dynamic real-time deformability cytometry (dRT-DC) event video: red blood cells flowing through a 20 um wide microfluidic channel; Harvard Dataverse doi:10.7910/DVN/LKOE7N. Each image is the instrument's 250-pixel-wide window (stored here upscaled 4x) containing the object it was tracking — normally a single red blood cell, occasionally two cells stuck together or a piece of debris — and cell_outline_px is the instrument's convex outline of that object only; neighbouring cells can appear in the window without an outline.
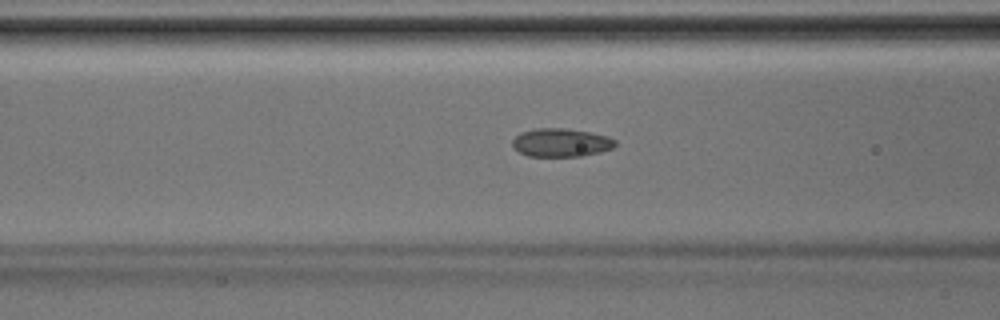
{"species": "Egyptian fruit bat (a non-hibernating species)", "species_latin": "Rousettus aegyptiacus", "temperature_condition": "room temperature", "stored_images_in_passage": 42, "camera_frame_rate_fps": 3000, "um_per_image_px": 0.085, "animal": {"sex": "male"}, "frame": {"image": 1, "passage_image": 16, "time_ms": 5.0, "image_size_px": [1000, 320], "cell_outline_px": [[616, 144], [612, 148], [600, 152], [580, 156], [528, 156], [512, 148], [512, 140], [520, 132], [536, 128], [564, 128], [588, 132], [608, 136], [616, 140]], "centroid_in_image_um": [47.66, 12.12], "position_along_channel_um": 118.9, "area_um2": 16.99}}
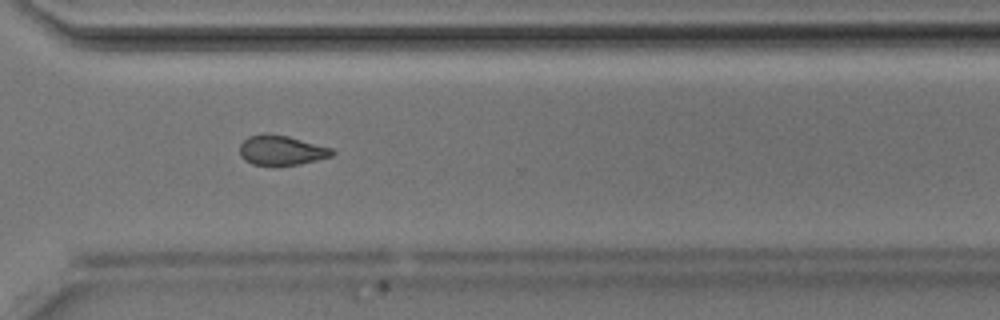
{"frame": {"image": 2, "passage_image": 30, "time_ms": 9.667, "image_size_px": [1000, 320], "cell_outline_px": [[336, 152], [332, 156], [300, 164], [252, 164], [244, 160], [240, 156], [240, 144], [248, 136], [264, 132], [268, 132], [288, 136], [332, 148]], "centroid_in_image_um": [23.9, 12.74], "position_along_channel_um": 346.7, "area_um2": 16.01}}
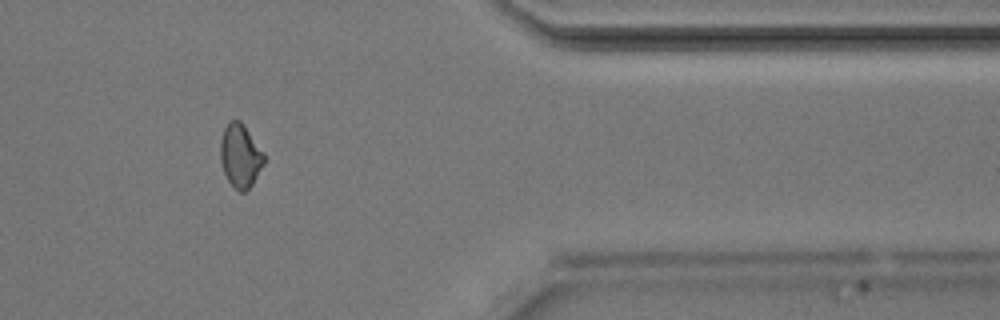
{"frame": {"image": 3, "passage_image": 34, "time_ms": 11.0, "image_size_px": [1000, 320], "cell_outline_px": [[264, 164], [252, 184], [244, 192], [240, 192], [228, 180], [224, 172], [220, 160], [220, 140], [224, 128], [228, 120], [240, 120], [244, 124], [264, 152]], "centroid_in_image_um": [20.42, 13.2], "position_along_channel_um": 391.0, "area_um2": 16.18}}